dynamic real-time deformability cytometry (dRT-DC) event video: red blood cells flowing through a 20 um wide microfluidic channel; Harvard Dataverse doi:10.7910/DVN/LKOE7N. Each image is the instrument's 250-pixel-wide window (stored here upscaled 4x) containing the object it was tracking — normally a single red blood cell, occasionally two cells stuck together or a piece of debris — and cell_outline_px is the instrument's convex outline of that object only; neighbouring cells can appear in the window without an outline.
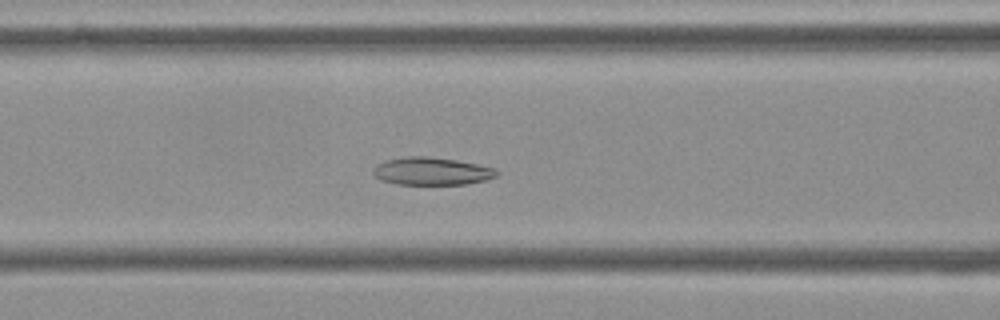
{"species": "Egyptian fruit bat (a non-hibernating species)", "species_latin": "Rousettus aegyptiacus", "temperature_condition": "cold", "stored_images_in_passage": 55, "camera_frame_rate_fps": 3000, "um_per_image_px": 0.085, "frame": {"image": 1, "passage_image": 22, "time_ms": 7.0, "image_size_px": [1000, 320], "cell_outline_px": [[500, 172], [496, 176], [484, 180], [464, 184], [396, 184], [380, 180], [372, 172], [372, 168], [376, 164], [384, 160], [404, 156], [428, 156], [456, 160], [496, 168]], "centroid_in_image_um": [36.65, 14.54], "position_along_channel_um": 130.0, "area_um2": 20.06}}
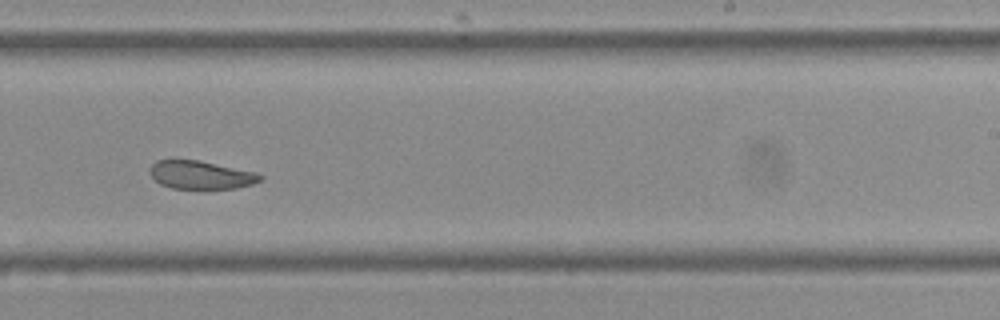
{"frame": {"image": 2, "passage_image": 34, "time_ms": 11.0, "image_size_px": [1000, 320], "cell_outline_px": [[264, 180], [252, 184], [236, 188], [172, 188], [160, 184], [148, 172], [148, 168], [156, 160], [200, 160], [256, 172], [264, 176]], "centroid_in_image_um": [17.09, 14.86], "position_along_channel_um": 271.9, "area_um2": 18.21}}
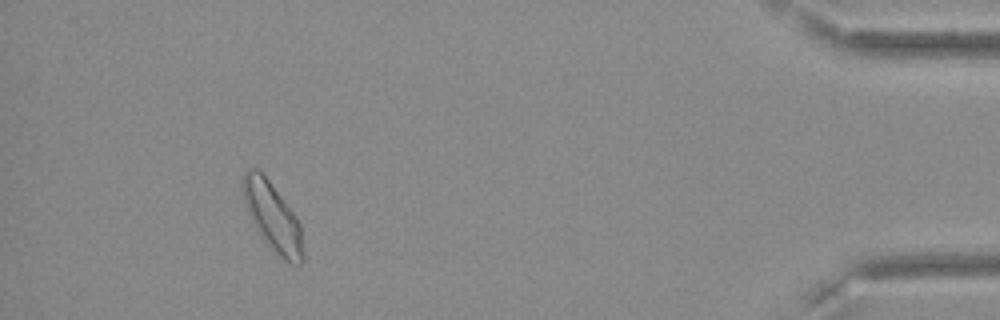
{"frame": {"image": 3, "passage_image": 51, "time_ms": 16.667, "image_size_px": [1000, 320], "cell_outline_px": [[304, 260], [300, 264], [288, 264], [264, 240], [256, 228], [248, 212], [244, 200], [244, 172], [248, 168], [256, 168], [268, 180], [296, 216], [300, 224], [304, 256]], "centroid_in_image_um": [23.21, 18.48], "position_along_channel_um": 412.0, "area_um2": 23.29}, "authors_computed_cell_mechanics": {"area_um2": 21.2126, "velocity_mm_per_s": 3.5599, "shape_relaxation_time_tau1_ms": null, "shape_relaxation_time_tau2_ms": 2.9148, "deformation_change_tau1": null, "deformation_change_tau2": 0.07}}